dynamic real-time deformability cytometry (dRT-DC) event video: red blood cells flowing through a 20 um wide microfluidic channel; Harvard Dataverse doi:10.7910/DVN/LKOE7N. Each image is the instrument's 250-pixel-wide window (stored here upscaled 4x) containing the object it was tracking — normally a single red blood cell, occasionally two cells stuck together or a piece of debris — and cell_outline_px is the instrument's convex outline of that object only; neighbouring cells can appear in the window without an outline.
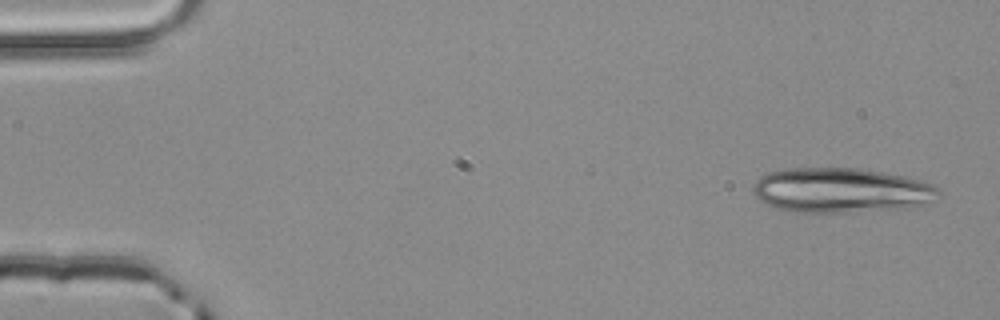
{"species": "common noctule bat (a hibernating species)", "species_latin": "Nyctalus noctula", "temperature_condition": "room temperature", "stored_images_in_passage": 4, "camera_frame_rate_fps": 3000, "um_per_image_px": 0.085, "animal": {"sex": "male", "body_mass_g": 20.4}, "frame": {"image": 1, "passage_image": 1, "time_ms": 0.0, "image_size_px": [1000, 320], "cell_outline_px": [[940, 192], [920, 204], [904, 208], [844, 212], [796, 212], [776, 208], [760, 200], [752, 192], [752, 188], [756, 180], [760, 176], [768, 172], [784, 168], [860, 168], [904, 176], [920, 180], [932, 184], [940, 188]], "centroid_in_image_um": [71.4, 16.15], "position_along_channel_um": 13.6, "area_um2": 48.03}}